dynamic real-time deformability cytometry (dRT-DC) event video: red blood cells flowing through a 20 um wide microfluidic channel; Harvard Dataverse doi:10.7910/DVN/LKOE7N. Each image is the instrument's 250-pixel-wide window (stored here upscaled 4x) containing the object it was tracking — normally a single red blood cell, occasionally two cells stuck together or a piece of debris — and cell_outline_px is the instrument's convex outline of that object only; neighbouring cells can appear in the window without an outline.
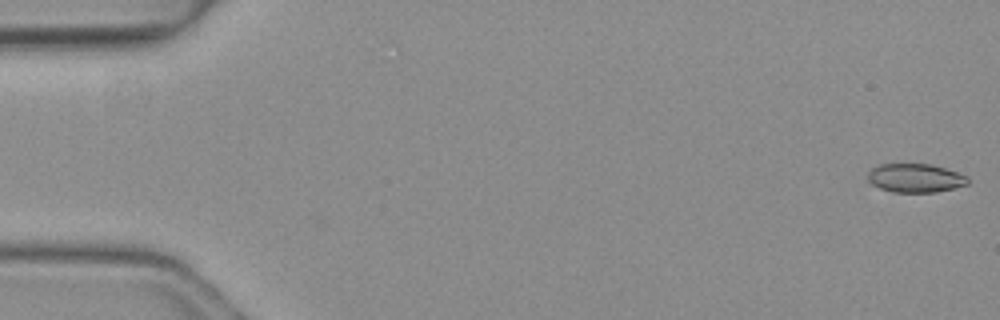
{"species": "common noctule bat (a hibernating species)", "species_latin": "Nyctalus noctula", "temperature_condition": "warm", "stored_images_in_passage": 47, "camera_frame_rate_fps": 3000, "um_per_image_px": 0.085, "animal": {"sex": "female", "body_mass_g": 19.3, "forearm_length_mm": 54.1}, "frame": {"image": 1, "passage_image": 1, "time_ms": 0.0, "image_size_px": [1000, 320], "cell_outline_px": [[968, 184], [936, 192], [892, 192], [880, 188], [872, 184], [868, 180], [868, 172], [872, 168], [880, 164], [932, 164], [968, 176]], "centroid_in_image_um": [77.79, 15.13], "position_along_channel_um": 7.2, "area_um2": 16.65}}
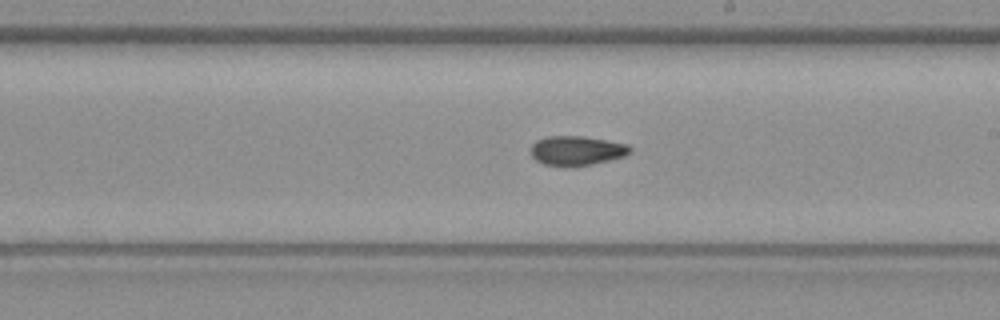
{"frame": {"image": 2, "passage_image": 29, "time_ms": 9.333, "image_size_px": [1000, 320], "cell_outline_px": [[632, 152], [624, 156], [576, 168], [572, 168], [544, 164], [536, 160], [532, 156], [532, 144], [536, 140], [548, 136], [584, 136], [628, 144], [632, 148]], "centroid_in_image_um": [49.03, 12.82], "position_along_channel_um": 240.0, "area_um2": 17.28}}
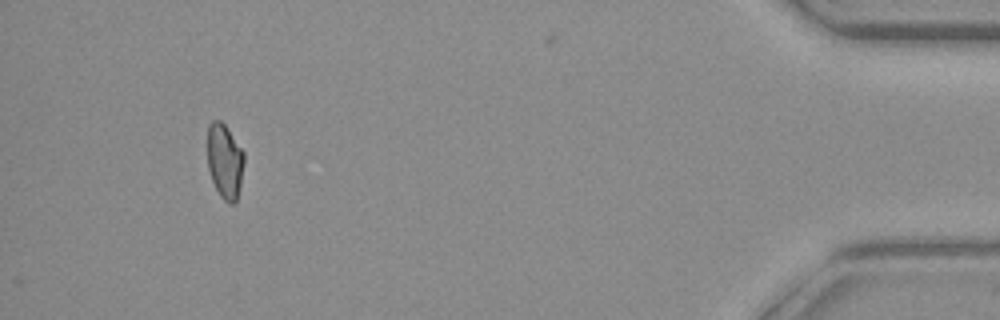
{"frame": {"image": 3, "passage_image": 47, "time_ms": 15.333, "image_size_px": [1000, 320], "cell_outline_px": [[244, 164], [240, 184], [236, 200], [232, 204], [228, 204], [220, 196], [212, 180], [208, 168], [208, 124], [212, 120], [220, 120], [224, 124], [244, 152]], "centroid_in_image_um": [19.1, 13.69], "position_along_channel_um": 416.1, "area_um2": 15.84}}